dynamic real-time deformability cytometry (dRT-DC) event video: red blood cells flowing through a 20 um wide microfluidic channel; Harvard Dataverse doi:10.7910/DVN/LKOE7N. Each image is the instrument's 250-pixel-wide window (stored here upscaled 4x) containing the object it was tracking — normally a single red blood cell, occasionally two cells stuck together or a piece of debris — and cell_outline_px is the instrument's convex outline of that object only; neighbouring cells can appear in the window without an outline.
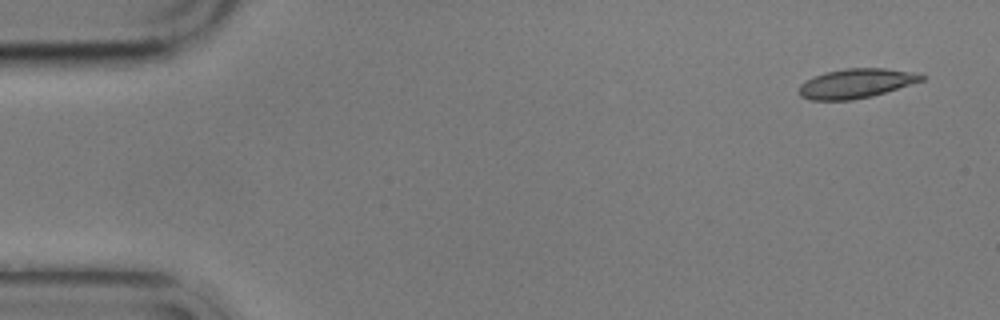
{"species": "common noctule bat (a hibernating species)", "species_latin": "Nyctalus noctula", "temperature_condition": "cold", "stored_images_in_passage": 12, "camera_frame_rate_fps": 3000, "um_per_image_px": 0.085, "animal": {"sex": "male", "body_mass_g": 17.9}, "frame": {"image": 1, "passage_image": 1, "time_ms": 0.0, "image_size_px": [1000, 320], "cell_outline_px": [[928, 76], [924, 80], [872, 96], [852, 100], [812, 100], [800, 96], [800, 84], [824, 72], [844, 68], [884, 68], [920, 72]], "centroid_in_image_um": [72.84, 7.07], "position_along_channel_um": 12.2, "area_um2": 21.1}}
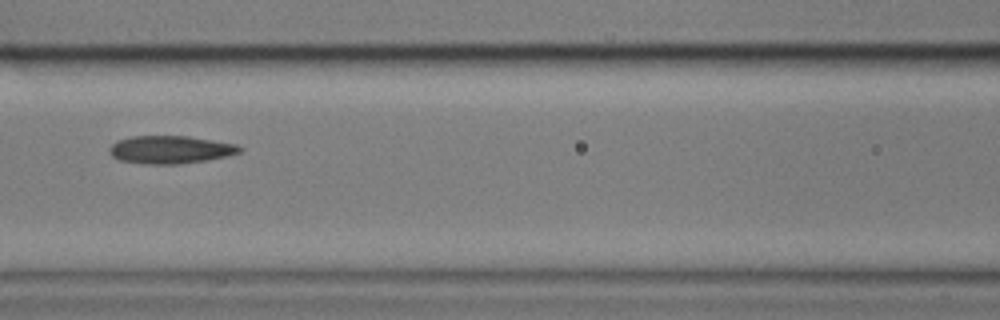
{"frame": {"image": 2, "passage_image": 6, "time_ms": 7.333, "image_size_px": [1000, 320], "cell_outline_px": [[244, 148], [240, 152], [228, 156], [208, 160], [180, 164], [144, 164], [120, 160], [112, 156], [108, 152], [108, 148], [116, 140], [132, 136], [188, 136], [236, 144]], "centroid_in_image_um": [14.47, 12.72], "position_along_channel_um": 152.1, "area_um2": 21.33}}
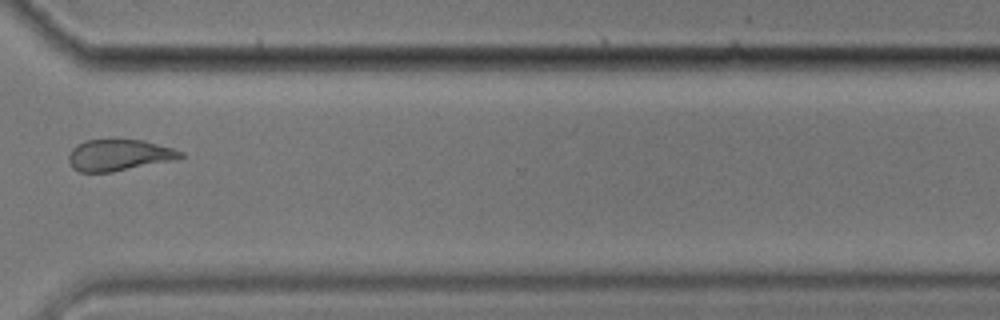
{"frame": {"image": 3, "passage_image": 11, "time_ms": 13.333, "image_size_px": [1000, 320], "cell_outline_px": [[184, 156], [176, 160], [112, 172], [80, 172], [72, 168], [68, 160], [68, 156], [72, 148], [76, 144], [84, 140], [112, 136], [116, 136], [144, 140], [172, 148], [184, 152]], "centroid_in_image_um": [10.09, 13.13], "position_along_channel_um": 360.5, "area_um2": 21.5}, "authors_computed_cell_mechanics": {"area_um2": 21.2126, "velocity_mm_per_s": 3.482, "shape_relaxation_time_tau1_ms": null, "shape_relaxation_time_tau2_ms": 3.6102, "deformation_change_tau1": null, "deformation_change_tau2": 0.0812}}